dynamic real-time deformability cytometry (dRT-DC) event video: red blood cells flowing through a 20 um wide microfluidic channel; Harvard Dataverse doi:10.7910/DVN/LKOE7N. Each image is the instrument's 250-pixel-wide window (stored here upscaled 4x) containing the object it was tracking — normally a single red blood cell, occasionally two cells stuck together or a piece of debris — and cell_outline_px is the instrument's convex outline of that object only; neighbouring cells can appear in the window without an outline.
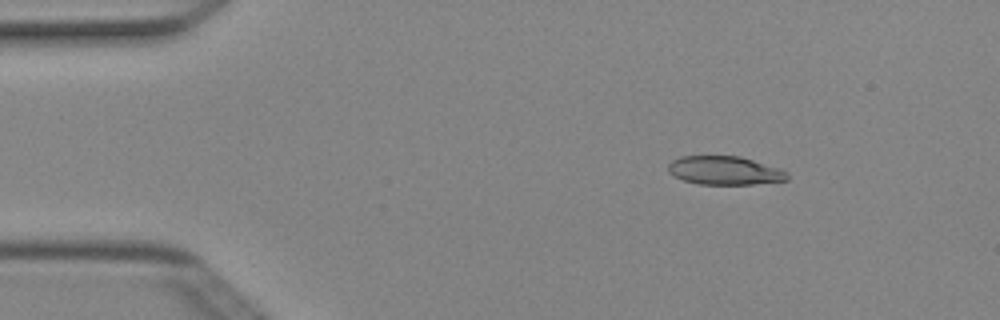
{"species": "Egyptian fruit bat (a non-hibernating species)", "species_latin": "Rousettus aegyptiacus", "temperature_condition": "cold", "stored_images_in_passage": 3, "camera_frame_rate_fps": 3000, "um_per_image_px": 0.085, "animal": {"sex": "female"}, "frame": {"image": 1, "passage_image": 2, "time_ms": 0.333, "image_size_px": [1000, 320], "cell_outline_px": [[788, 180], [752, 184], [700, 184], [684, 180], [668, 172], [668, 164], [672, 160], [680, 156], [740, 156], [788, 172]], "centroid_in_image_um": [61.56, 14.49], "position_along_channel_um": 23.4, "area_um2": 19.54}}